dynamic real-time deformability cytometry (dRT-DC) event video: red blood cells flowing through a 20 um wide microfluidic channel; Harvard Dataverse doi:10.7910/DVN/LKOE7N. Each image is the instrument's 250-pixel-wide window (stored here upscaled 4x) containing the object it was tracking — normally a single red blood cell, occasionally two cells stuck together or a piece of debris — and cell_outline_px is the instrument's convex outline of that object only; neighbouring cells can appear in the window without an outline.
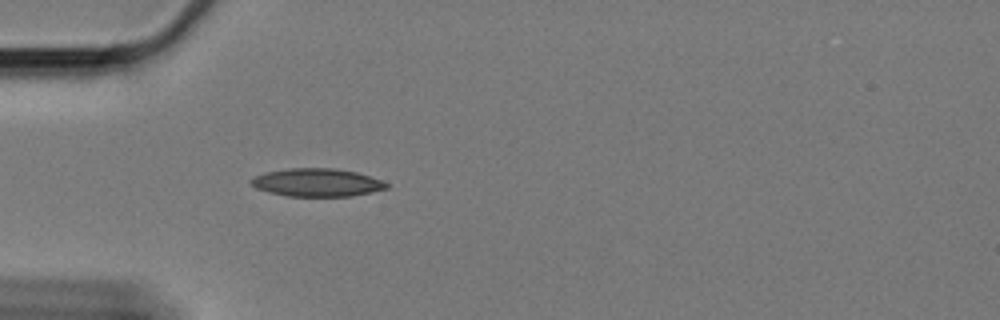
{"species": "Egyptian fruit bat (a non-hibernating species)", "species_latin": "Rousettus aegyptiacus", "temperature_condition": "cold", "stored_images_in_passage": 43, "camera_frame_rate_fps": 3000, "um_per_image_px": 0.085, "animal": {"sex": "female"}, "frame": {"image": 1, "passage_image": 1, "time_ms": 0.0, "image_size_px": [1000, 320], "cell_outline_px": [[388, 188], [352, 196], [288, 196], [268, 192], [256, 188], [252, 184], [252, 180], [256, 176], [264, 172], [288, 168], [336, 168], [356, 172], [380, 180], [388, 184]], "centroid_in_image_um": [26.93, 15.51], "position_along_channel_um": 58.1, "area_um2": 21.91}}
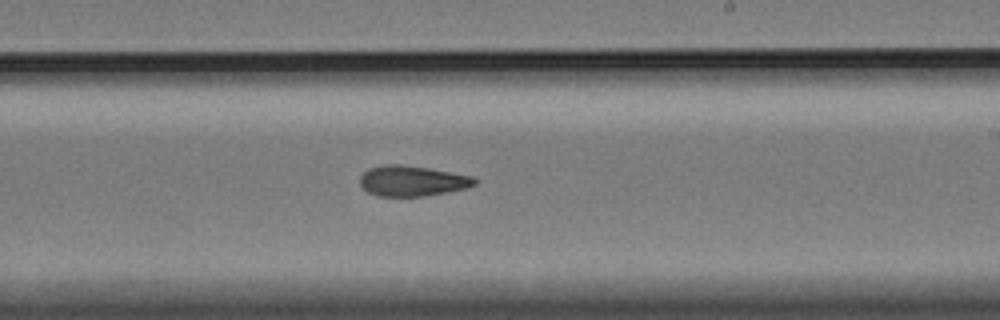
{"frame": {"image": 2, "passage_image": 19, "time_ms": 6.0, "image_size_px": [1000, 320], "cell_outline_px": [[476, 184], [464, 188], [424, 196], [376, 196], [368, 192], [360, 184], [360, 176], [368, 168], [384, 164], [400, 164], [428, 168], [472, 176], [476, 180]], "centroid_in_image_um": [34.98, 15.37], "position_along_channel_um": 254.0, "area_um2": 20.17}}
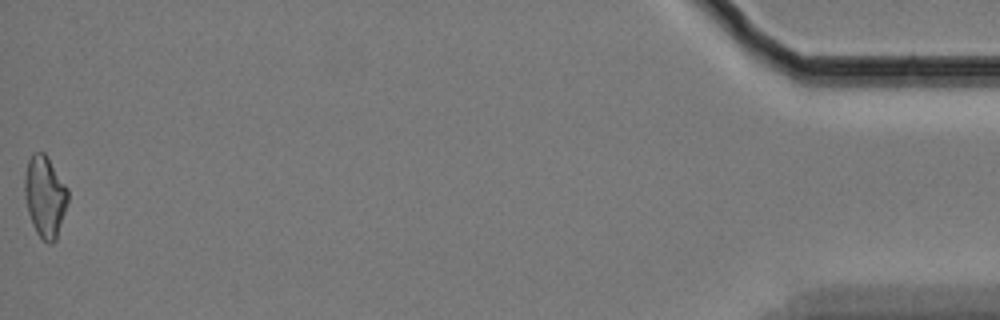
{"frame": {"image": 3, "passage_image": 43, "time_ms": 14.0, "image_size_px": [1000, 320], "cell_outline_px": [[68, 200], [56, 240], [52, 244], [48, 244], [36, 232], [32, 224], [28, 212], [24, 192], [24, 176], [28, 160], [32, 152], [44, 152], [68, 188]], "centroid_in_image_um": [3.81, 16.69], "position_along_channel_um": 431.4, "area_um2": 20.46}, "authors_computed_cell_mechanics": {"area_um2": 20.4612, "velocity_mm_per_s": 3.3448, "shape_relaxation_time_tau1_ms": null, "shape_relaxation_time_tau2_ms": 7.5156, "deformation_change_tau1": null, "deformation_change_tau2": 0.1565}}